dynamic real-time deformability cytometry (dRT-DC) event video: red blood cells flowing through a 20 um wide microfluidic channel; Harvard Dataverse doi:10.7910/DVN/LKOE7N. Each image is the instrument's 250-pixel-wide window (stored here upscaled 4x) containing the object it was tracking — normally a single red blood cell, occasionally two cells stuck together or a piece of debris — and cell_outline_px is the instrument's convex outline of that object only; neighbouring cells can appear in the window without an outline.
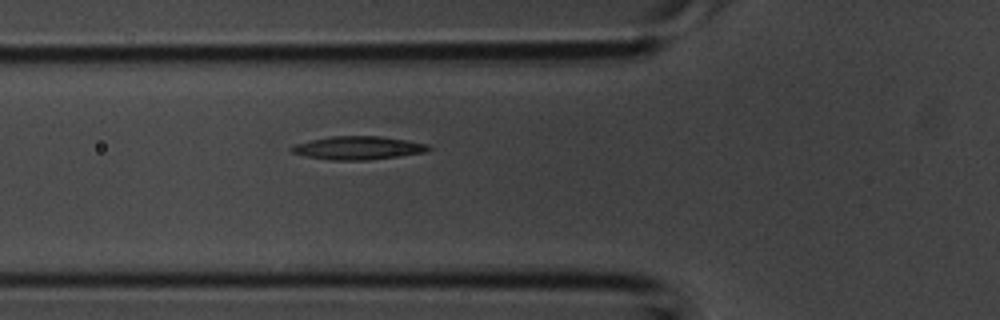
{"species": "common noctule bat (a hibernating species)", "species_latin": "Nyctalus noctula", "temperature_condition": "room temperature", "stored_images_in_passage": 3, "segment_of_instrument_passage": [1, 2], "camera_frame_rate_fps": 3000, "um_per_image_px": 0.085, "animal": {"sex": "male", "body_mass_g": 20.1, "forearm_length_mm": 53.5}, "frame": {"image": 1, "passage_image": 2, "time_ms": 0.333, "image_size_px": [1000, 320], "cell_outline_px": [[432, 148], [424, 152], [400, 156], [368, 160], [328, 160], [304, 156], [292, 152], [288, 148], [296, 144], [312, 140], [332, 136], [380, 136], [428, 144]], "centroid_in_image_um": [30.41, 12.58], "position_along_channel_um": 95.4, "area_um2": 18.5}}